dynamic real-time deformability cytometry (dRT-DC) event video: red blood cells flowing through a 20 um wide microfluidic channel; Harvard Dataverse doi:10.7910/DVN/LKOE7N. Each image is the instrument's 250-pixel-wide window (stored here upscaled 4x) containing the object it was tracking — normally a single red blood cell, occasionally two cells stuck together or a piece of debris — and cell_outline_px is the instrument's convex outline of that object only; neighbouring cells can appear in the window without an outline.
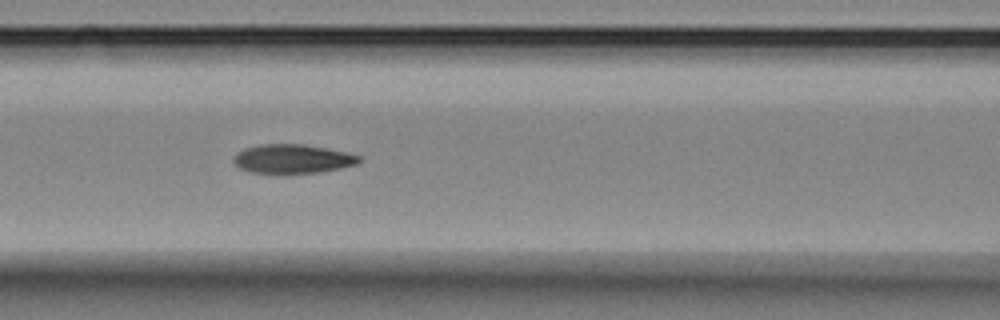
{"species": "Egyptian fruit bat (a non-hibernating species)", "species_latin": "Rousettus aegyptiacus", "temperature_condition": "room temperature", "stored_images_in_passage": 8, "segment_of_instrument_passage": [1, 2], "camera_frame_rate_fps": 3000, "um_per_image_px": 0.085, "animal": {"sex": "female"}, "frame": {"image": 1, "passage_image": 5, "time_ms": 4.333, "image_size_px": [1000, 320], "cell_outline_px": [[360, 160], [356, 164], [340, 168], [320, 172], [284, 176], [280, 176], [248, 172], [240, 168], [232, 160], [232, 156], [236, 152], [244, 148], [264, 144], [304, 144], [344, 152], [360, 156]], "centroid_in_image_um": [24.77, 13.55], "position_along_channel_um": 141.8, "area_um2": 21.91}}
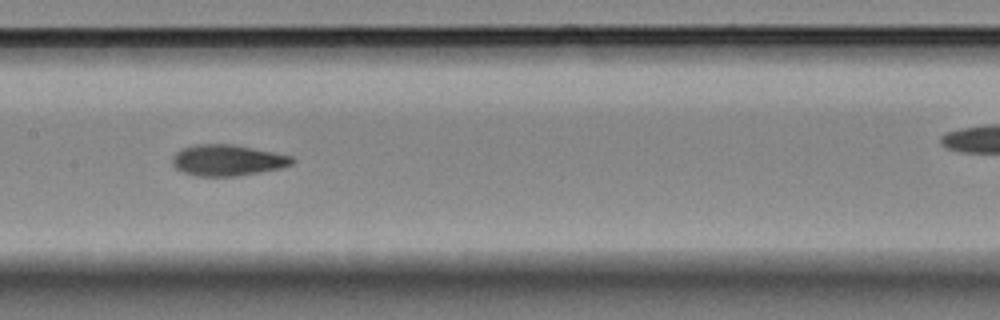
{"frame": {"image": 2, "passage_image": 6, "time_ms": 5.667, "image_size_px": [1000, 320], "cell_outline_px": [[296, 160], [292, 164], [280, 168], [240, 176], [196, 176], [184, 172], [176, 168], [172, 164], [172, 156], [180, 148], [196, 144], [232, 144], [292, 156]], "centroid_in_image_um": [19.31, 13.62], "position_along_channel_um": 188.1, "area_um2": 21.73}}
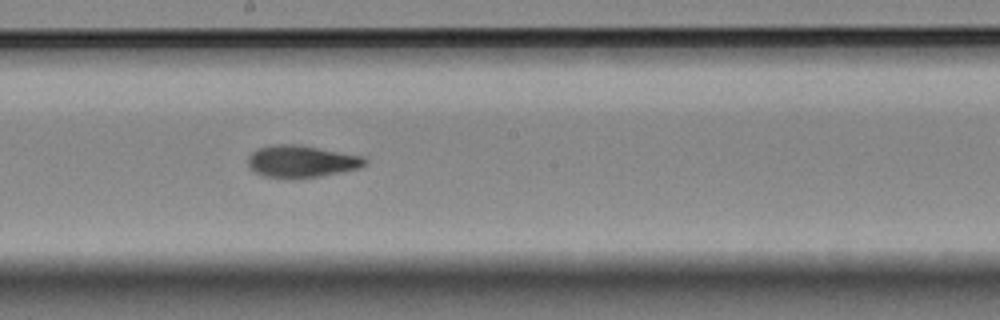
{"frame": {"image": 3, "passage_image": 7, "time_ms": 6.667, "image_size_px": [1000, 320], "cell_outline_px": [[368, 164], [360, 168], [320, 176], [292, 180], [284, 180], [264, 176], [256, 172], [248, 164], [248, 156], [256, 148], [276, 144], [300, 144], [364, 156], [368, 160]], "centroid_in_image_um": [25.64, 13.73], "position_along_channel_um": 222.6, "area_um2": 22.43}}